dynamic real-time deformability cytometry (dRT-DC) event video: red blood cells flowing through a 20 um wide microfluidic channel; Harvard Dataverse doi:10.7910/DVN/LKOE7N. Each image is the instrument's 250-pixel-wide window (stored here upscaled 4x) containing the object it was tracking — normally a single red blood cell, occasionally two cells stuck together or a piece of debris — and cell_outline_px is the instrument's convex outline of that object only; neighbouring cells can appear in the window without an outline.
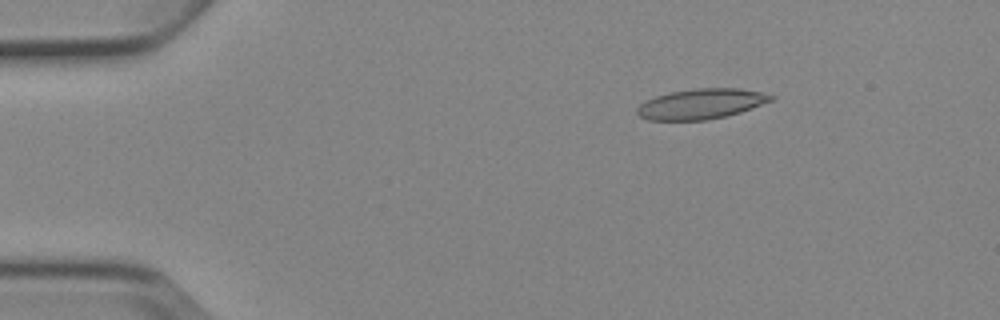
{"species": "Egyptian fruit bat (a non-hibernating species)", "species_latin": "Rousettus aegyptiacus", "temperature_condition": "cold", "stored_images_in_passage": 5, "camera_frame_rate_fps": 3000, "um_per_image_px": 0.085, "animal": {"sex": "female"}, "frame": {"image": 1, "passage_image": 3, "time_ms": 2.333, "image_size_px": [1000, 320], "cell_outline_px": [[776, 96], [772, 100], [752, 108], [740, 112], [708, 120], [648, 120], [640, 116], [636, 112], [636, 108], [640, 104], [656, 96], [668, 92], [696, 88], [740, 88], [760, 92]], "centroid_in_image_um": [59.59, 8.83], "position_along_channel_um": 25.4, "area_um2": 23.52}}